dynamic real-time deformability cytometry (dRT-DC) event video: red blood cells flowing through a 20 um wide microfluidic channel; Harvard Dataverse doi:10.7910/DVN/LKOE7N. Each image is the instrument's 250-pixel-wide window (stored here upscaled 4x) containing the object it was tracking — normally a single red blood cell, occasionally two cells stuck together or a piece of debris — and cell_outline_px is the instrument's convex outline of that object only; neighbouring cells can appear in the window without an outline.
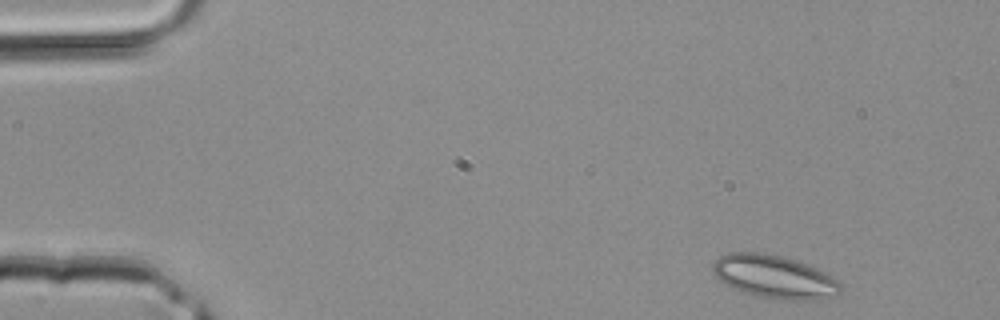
{"species": "common noctule bat (a hibernating species)", "species_latin": "Nyctalus noctula", "temperature_condition": "room temperature", "stored_images_in_passage": 39, "camera_frame_rate_fps": 3000, "um_per_image_px": 0.085, "animal": {"sex": "male", "body_mass_g": 20.4}, "frame": {"image": 1, "passage_image": 1, "time_ms": 0.0, "image_size_px": [1000, 320], "cell_outline_px": [[840, 292], [836, 296], [820, 300], [776, 300], [756, 296], [744, 292], [724, 284], [716, 276], [712, 268], [716, 260], [720, 256], [728, 252], [764, 252], [796, 260], [824, 272], [840, 280]], "centroid_in_image_um": [65.84, 23.54], "position_along_channel_um": 19.2, "area_um2": 32.31}}
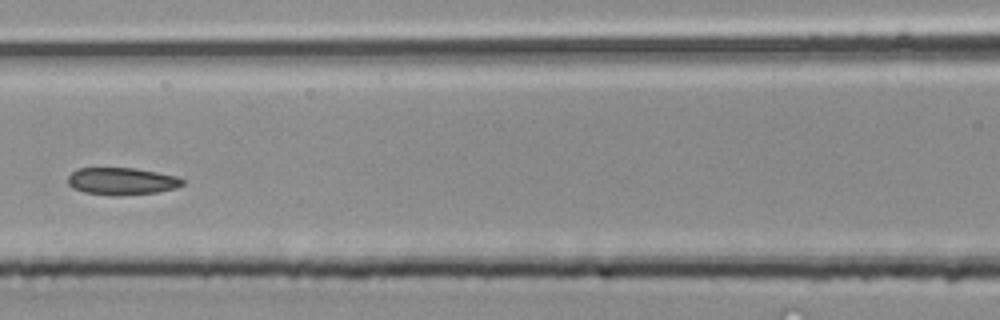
{"frame": {"image": 2, "passage_image": 16, "time_ms": 5.0, "image_size_px": [1000, 320], "cell_outline_px": [[184, 184], [176, 188], [156, 192], [120, 196], [112, 196], [84, 192], [72, 188], [68, 184], [68, 176], [76, 168], [136, 168], [176, 176], [184, 180]], "centroid_in_image_um": [10.33, 15.41], "position_along_channel_um": 156.3, "area_um2": 18.32}}
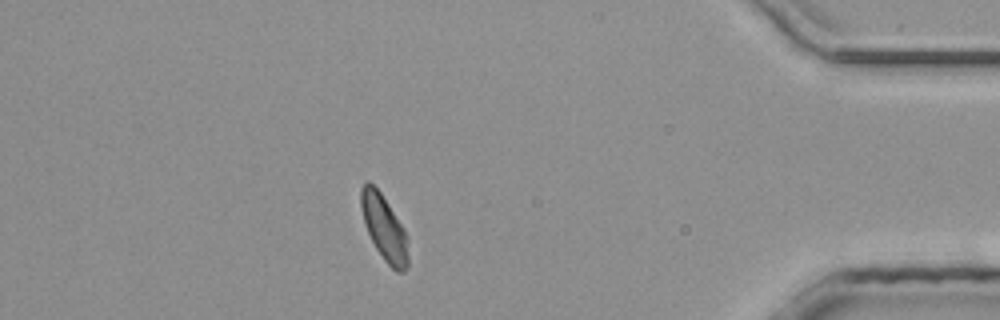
{"frame": {"image": 3, "passage_image": 34, "time_ms": 11.0, "image_size_px": [1000, 320], "cell_outline_px": [[408, 268], [404, 272], [396, 272], [384, 260], [376, 248], [368, 232], [364, 220], [360, 204], [360, 188], [368, 180], [380, 192], [404, 228], [408, 256]], "centroid_in_image_um": [32.65, 19.38], "position_along_channel_um": 402.6, "area_um2": 17.63}}